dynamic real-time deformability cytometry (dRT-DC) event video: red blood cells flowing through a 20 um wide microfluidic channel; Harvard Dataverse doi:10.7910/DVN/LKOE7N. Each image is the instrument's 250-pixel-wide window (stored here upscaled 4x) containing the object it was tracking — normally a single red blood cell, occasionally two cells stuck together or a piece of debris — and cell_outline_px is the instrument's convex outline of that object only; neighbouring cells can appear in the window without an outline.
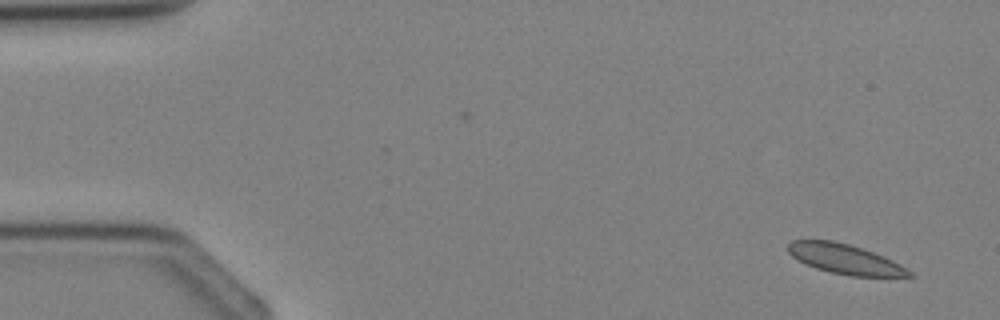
{"species": "Egyptian fruit bat (a non-hibernating species)", "species_latin": "Rousettus aegyptiacus", "temperature_condition": "cold", "stored_images_in_passage": 3, "camera_frame_rate_fps": 3000, "um_per_image_px": 0.085, "animal": {"sex": "female"}, "frame": {"image": 1, "passage_image": 1, "time_ms": 0.0, "image_size_px": [1000, 320], "cell_outline_px": [[916, 276], [852, 276], [832, 272], [816, 268], [804, 264], [792, 256], [788, 252], [788, 244], [792, 240], [832, 240], [848, 244], [884, 256], [900, 264], [912, 272]], "centroid_in_image_um": [71.8, 22.02], "position_along_channel_um": 13.2, "area_um2": 20.81}}